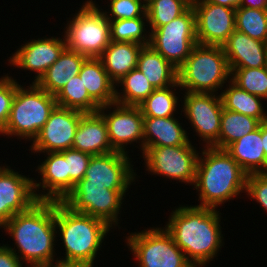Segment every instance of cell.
I'll return each instance as SVG.
<instances>
[{
  "label": "cell",
  "instance_id": "30bf717a",
  "mask_svg": "<svg viewBox=\"0 0 267 267\" xmlns=\"http://www.w3.org/2000/svg\"><path fill=\"white\" fill-rule=\"evenodd\" d=\"M127 191L109 190L96 184H76L62 202L72 211L99 218L113 228L118 226V214Z\"/></svg>",
  "mask_w": 267,
  "mask_h": 267
},
{
  "label": "cell",
  "instance_id": "484cf974",
  "mask_svg": "<svg viewBox=\"0 0 267 267\" xmlns=\"http://www.w3.org/2000/svg\"><path fill=\"white\" fill-rule=\"evenodd\" d=\"M142 47L143 45L134 42L110 41L98 58L114 83L137 68L138 56Z\"/></svg>",
  "mask_w": 267,
  "mask_h": 267
},
{
  "label": "cell",
  "instance_id": "ab89813d",
  "mask_svg": "<svg viewBox=\"0 0 267 267\" xmlns=\"http://www.w3.org/2000/svg\"><path fill=\"white\" fill-rule=\"evenodd\" d=\"M246 194L267 211V172L247 175Z\"/></svg>",
  "mask_w": 267,
  "mask_h": 267
},
{
  "label": "cell",
  "instance_id": "6da1fadb",
  "mask_svg": "<svg viewBox=\"0 0 267 267\" xmlns=\"http://www.w3.org/2000/svg\"><path fill=\"white\" fill-rule=\"evenodd\" d=\"M221 213L200 206H179L168 218L165 229L194 267L206 266L223 246Z\"/></svg>",
  "mask_w": 267,
  "mask_h": 267
},
{
  "label": "cell",
  "instance_id": "bcb514c9",
  "mask_svg": "<svg viewBox=\"0 0 267 267\" xmlns=\"http://www.w3.org/2000/svg\"><path fill=\"white\" fill-rule=\"evenodd\" d=\"M265 69L267 71V53H266Z\"/></svg>",
  "mask_w": 267,
  "mask_h": 267
},
{
  "label": "cell",
  "instance_id": "60d3db41",
  "mask_svg": "<svg viewBox=\"0 0 267 267\" xmlns=\"http://www.w3.org/2000/svg\"><path fill=\"white\" fill-rule=\"evenodd\" d=\"M25 266L14 251L6 245H0V267H23ZM26 267V266H25Z\"/></svg>",
  "mask_w": 267,
  "mask_h": 267
},
{
  "label": "cell",
  "instance_id": "ba28073f",
  "mask_svg": "<svg viewBox=\"0 0 267 267\" xmlns=\"http://www.w3.org/2000/svg\"><path fill=\"white\" fill-rule=\"evenodd\" d=\"M126 238L139 267H194L165 228L151 227Z\"/></svg>",
  "mask_w": 267,
  "mask_h": 267
},
{
  "label": "cell",
  "instance_id": "3957f363",
  "mask_svg": "<svg viewBox=\"0 0 267 267\" xmlns=\"http://www.w3.org/2000/svg\"><path fill=\"white\" fill-rule=\"evenodd\" d=\"M202 150L194 182L201 203L196 206L217 209L240 193H246L247 174L225 150L213 147Z\"/></svg>",
  "mask_w": 267,
  "mask_h": 267
},
{
  "label": "cell",
  "instance_id": "d590c367",
  "mask_svg": "<svg viewBox=\"0 0 267 267\" xmlns=\"http://www.w3.org/2000/svg\"><path fill=\"white\" fill-rule=\"evenodd\" d=\"M230 80L244 91L267 100V71L261 68H229Z\"/></svg>",
  "mask_w": 267,
  "mask_h": 267
},
{
  "label": "cell",
  "instance_id": "f35d334b",
  "mask_svg": "<svg viewBox=\"0 0 267 267\" xmlns=\"http://www.w3.org/2000/svg\"><path fill=\"white\" fill-rule=\"evenodd\" d=\"M16 93V80L5 75L0 78V134L3 135Z\"/></svg>",
  "mask_w": 267,
  "mask_h": 267
},
{
  "label": "cell",
  "instance_id": "1f68e13d",
  "mask_svg": "<svg viewBox=\"0 0 267 267\" xmlns=\"http://www.w3.org/2000/svg\"><path fill=\"white\" fill-rule=\"evenodd\" d=\"M179 84L155 89L140 105L143 117H172L177 110L179 97L174 92ZM171 88V89H170ZM173 89V90H172ZM175 89V90H174Z\"/></svg>",
  "mask_w": 267,
  "mask_h": 267
},
{
  "label": "cell",
  "instance_id": "9c48e42d",
  "mask_svg": "<svg viewBox=\"0 0 267 267\" xmlns=\"http://www.w3.org/2000/svg\"><path fill=\"white\" fill-rule=\"evenodd\" d=\"M198 44L195 12L192 5L171 22L150 32L149 45L179 69Z\"/></svg>",
  "mask_w": 267,
  "mask_h": 267
},
{
  "label": "cell",
  "instance_id": "2e32d148",
  "mask_svg": "<svg viewBox=\"0 0 267 267\" xmlns=\"http://www.w3.org/2000/svg\"><path fill=\"white\" fill-rule=\"evenodd\" d=\"M198 44L222 46L236 30L235 9L208 3L192 2Z\"/></svg>",
  "mask_w": 267,
  "mask_h": 267
},
{
  "label": "cell",
  "instance_id": "277c9868",
  "mask_svg": "<svg viewBox=\"0 0 267 267\" xmlns=\"http://www.w3.org/2000/svg\"><path fill=\"white\" fill-rule=\"evenodd\" d=\"M55 225L66 251L65 258H57L55 263L64 261L94 264L104 237L112 229L99 218L72 211L62 201H55Z\"/></svg>",
  "mask_w": 267,
  "mask_h": 267
},
{
  "label": "cell",
  "instance_id": "836d02e7",
  "mask_svg": "<svg viewBox=\"0 0 267 267\" xmlns=\"http://www.w3.org/2000/svg\"><path fill=\"white\" fill-rule=\"evenodd\" d=\"M192 0H151L146 4L148 25L151 31L183 14Z\"/></svg>",
  "mask_w": 267,
  "mask_h": 267
},
{
  "label": "cell",
  "instance_id": "8fae6325",
  "mask_svg": "<svg viewBox=\"0 0 267 267\" xmlns=\"http://www.w3.org/2000/svg\"><path fill=\"white\" fill-rule=\"evenodd\" d=\"M199 153L190 141L182 146L149 147L142 157L148 172L193 186Z\"/></svg>",
  "mask_w": 267,
  "mask_h": 267
},
{
  "label": "cell",
  "instance_id": "d4e9b609",
  "mask_svg": "<svg viewBox=\"0 0 267 267\" xmlns=\"http://www.w3.org/2000/svg\"><path fill=\"white\" fill-rule=\"evenodd\" d=\"M87 57L65 48L59 58L35 83L51 95H56L71 77L79 74L82 63Z\"/></svg>",
  "mask_w": 267,
  "mask_h": 267
},
{
  "label": "cell",
  "instance_id": "7a4b0ae2",
  "mask_svg": "<svg viewBox=\"0 0 267 267\" xmlns=\"http://www.w3.org/2000/svg\"><path fill=\"white\" fill-rule=\"evenodd\" d=\"M2 228L15 241L18 252L9 244L6 246L18 254L27 267H51L55 264V201H37L27 211L15 214Z\"/></svg>",
  "mask_w": 267,
  "mask_h": 267
},
{
  "label": "cell",
  "instance_id": "603a6c76",
  "mask_svg": "<svg viewBox=\"0 0 267 267\" xmlns=\"http://www.w3.org/2000/svg\"><path fill=\"white\" fill-rule=\"evenodd\" d=\"M181 124L174 116L144 117V150L149 147L187 145L190 140Z\"/></svg>",
  "mask_w": 267,
  "mask_h": 267
},
{
  "label": "cell",
  "instance_id": "52a82bcc",
  "mask_svg": "<svg viewBox=\"0 0 267 267\" xmlns=\"http://www.w3.org/2000/svg\"><path fill=\"white\" fill-rule=\"evenodd\" d=\"M99 7L87 0L71 17L64 32L66 48L93 58L103 53L111 41L110 21Z\"/></svg>",
  "mask_w": 267,
  "mask_h": 267
},
{
  "label": "cell",
  "instance_id": "7bdbcfd3",
  "mask_svg": "<svg viewBox=\"0 0 267 267\" xmlns=\"http://www.w3.org/2000/svg\"><path fill=\"white\" fill-rule=\"evenodd\" d=\"M240 7L267 9V0H242Z\"/></svg>",
  "mask_w": 267,
  "mask_h": 267
},
{
  "label": "cell",
  "instance_id": "7c38bea8",
  "mask_svg": "<svg viewBox=\"0 0 267 267\" xmlns=\"http://www.w3.org/2000/svg\"><path fill=\"white\" fill-rule=\"evenodd\" d=\"M183 108L185 118L191 122L193 130L201 138L204 147L218 149V138L221 126L223 105L220 95L214 93L183 94Z\"/></svg>",
  "mask_w": 267,
  "mask_h": 267
},
{
  "label": "cell",
  "instance_id": "d6986e66",
  "mask_svg": "<svg viewBox=\"0 0 267 267\" xmlns=\"http://www.w3.org/2000/svg\"><path fill=\"white\" fill-rule=\"evenodd\" d=\"M46 155L48 156L45 161L36 169L42 177V182L33 180L36 198L44 201H63L67 196V167L64 155L61 152H48ZM40 187L44 191L39 190Z\"/></svg>",
  "mask_w": 267,
  "mask_h": 267
},
{
  "label": "cell",
  "instance_id": "f6af8a7d",
  "mask_svg": "<svg viewBox=\"0 0 267 267\" xmlns=\"http://www.w3.org/2000/svg\"><path fill=\"white\" fill-rule=\"evenodd\" d=\"M261 137L263 141V148L267 162V121L261 123Z\"/></svg>",
  "mask_w": 267,
  "mask_h": 267
},
{
  "label": "cell",
  "instance_id": "8992f818",
  "mask_svg": "<svg viewBox=\"0 0 267 267\" xmlns=\"http://www.w3.org/2000/svg\"><path fill=\"white\" fill-rule=\"evenodd\" d=\"M56 105L55 96L36 83L26 89L16 81V93L3 136L33 141Z\"/></svg>",
  "mask_w": 267,
  "mask_h": 267
},
{
  "label": "cell",
  "instance_id": "83f0119b",
  "mask_svg": "<svg viewBox=\"0 0 267 267\" xmlns=\"http://www.w3.org/2000/svg\"><path fill=\"white\" fill-rule=\"evenodd\" d=\"M228 84L226 86L229 87L222 89L220 93L224 109L253 117L261 123L267 121V111L265 112L262 106V98L244 91L231 80Z\"/></svg>",
  "mask_w": 267,
  "mask_h": 267
},
{
  "label": "cell",
  "instance_id": "f546056e",
  "mask_svg": "<svg viewBox=\"0 0 267 267\" xmlns=\"http://www.w3.org/2000/svg\"><path fill=\"white\" fill-rule=\"evenodd\" d=\"M119 84L122 92H118ZM115 87V102L127 106H139L155 90L138 68L124 75Z\"/></svg>",
  "mask_w": 267,
  "mask_h": 267
},
{
  "label": "cell",
  "instance_id": "b9f144b4",
  "mask_svg": "<svg viewBox=\"0 0 267 267\" xmlns=\"http://www.w3.org/2000/svg\"><path fill=\"white\" fill-rule=\"evenodd\" d=\"M241 1L242 0H192V2H208L234 9L240 7Z\"/></svg>",
  "mask_w": 267,
  "mask_h": 267
},
{
  "label": "cell",
  "instance_id": "9a60e30c",
  "mask_svg": "<svg viewBox=\"0 0 267 267\" xmlns=\"http://www.w3.org/2000/svg\"><path fill=\"white\" fill-rule=\"evenodd\" d=\"M131 163L128 154L118 151L92 156L85 177L77 184H96L109 190H128L137 175Z\"/></svg>",
  "mask_w": 267,
  "mask_h": 267
},
{
  "label": "cell",
  "instance_id": "5b68a950",
  "mask_svg": "<svg viewBox=\"0 0 267 267\" xmlns=\"http://www.w3.org/2000/svg\"><path fill=\"white\" fill-rule=\"evenodd\" d=\"M230 76L222 46L196 44L178 69V83L184 92L218 94Z\"/></svg>",
  "mask_w": 267,
  "mask_h": 267
},
{
  "label": "cell",
  "instance_id": "4316f807",
  "mask_svg": "<svg viewBox=\"0 0 267 267\" xmlns=\"http://www.w3.org/2000/svg\"><path fill=\"white\" fill-rule=\"evenodd\" d=\"M137 68L145 75L155 89L165 88L178 83V69L169 63L150 45L143 46L137 62Z\"/></svg>",
  "mask_w": 267,
  "mask_h": 267
},
{
  "label": "cell",
  "instance_id": "ee69618b",
  "mask_svg": "<svg viewBox=\"0 0 267 267\" xmlns=\"http://www.w3.org/2000/svg\"><path fill=\"white\" fill-rule=\"evenodd\" d=\"M91 263H77V262H64L57 261L56 264L51 267H94Z\"/></svg>",
  "mask_w": 267,
  "mask_h": 267
},
{
  "label": "cell",
  "instance_id": "5bb4252c",
  "mask_svg": "<svg viewBox=\"0 0 267 267\" xmlns=\"http://www.w3.org/2000/svg\"><path fill=\"white\" fill-rule=\"evenodd\" d=\"M82 111L56 105L47 122L33 140L32 153L60 152L71 149Z\"/></svg>",
  "mask_w": 267,
  "mask_h": 267
},
{
  "label": "cell",
  "instance_id": "8d00e7d4",
  "mask_svg": "<svg viewBox=\"0 0 267 267\" xmlns=\"http://www.w3.org/2000/svg\"><path fill=\"white\" fill-rule=\"evenodd\" d=\"M60 152L64 155L67 167L68 195L74 189L75 185L85 177L92 155L72 148Z\"/></svg>",
  "mask_w": 267,
  "mask_h": 267
},
{
  "label": "cell",
  "instance_id": "e0dca14e",
  "mask_svg": "<svg viewBox=\"0 0 267 267\" xmlns=\"http://www.w3.org/2000/svg\"><path fill=\"white\" fill-rule=\"evenodd\" d=\"M9 167L0 166V228L15 214L27 211L39 201L34 192V178Z\"/></svg>",
  "mask_w": 267,
  "mask_h": 267
},
{
  "label": "cell",
  "instance_id": "7dc6e473",
  "mask_svg": "<svg viewBox=\"0 0 267 267\" xmlns=\"http://www.w3.org/2000/svg\"><path fill=\"white\" fill-rule=\"evenodd\" d=\"M149 1H151V0H144V2L147 4Z\"/></svg>",
  "mask_w": 267,
  "mask_h": 267
},
{
  "label": "cell",
  "instance_id": "4dcf8cb0",
  "mask_svg": "<svg viewBox=\"0 0 267 267\" xmlns=\"http://www.w3.org/2000/svg\"><path fill=\"white\" fill-rule=\"evenodd\" d=\"M55 100L58 106L84 113H95L100 108L88 94L79 75L71 77V80L55 95Z\"/></svg>",
  "mask_w": 267,
  "mask_h": 267
},
{
  "label": "cell",
  "instance_id": "d6a6232c",
  "mask_svg": "<svg viewBox=\"0 0 267 267\" xmlns=\"http://www.w3.org/2000/svg\"><path fill=\"white\" fill-rule=\"evenodd\" d=\"M146 23L148 24V17L110 21L111 41L134 42L143 46L149 45L150 30L146 31L145 26H148L145 25Z\"/></svg>",
  "mask_w": 267,
  "mask_h": 267
},
{
  "label": "cell",
  "instance_id": "74e56055",
  "mask_svg": "<svg viewBox=\"0 0 267 267\" xmlns=\"http://www.w3.org/2000/svg\"><path fill=\"white\" fill-rule=\"evenodd\" d=\"M109 4L110 12L103 11L109 21L147 17L144 0H110Z\"/></svg>",
  "mask_w": 267,
  "mask_h": 267
},
{
  "label": "cell",
  "instance_id": "ffe728a7",
  "mask_svg": "<svg viewBox=\"0 0 267 267\" xmlns=\"http://www.w3.org/2000/svg\"><path fill=\"white\" fill-rule=\"evenodd\" d=\"M72 149L92 156L114 152L105 119L99 112L84 113L78 124Z\"/></svg>",
  "mask_w": 267,
  "mask_h": 267
},
{
  "label": "cell",
  "instance_id": "e575fe53",
  "mask_svg": "<svg viewBox=\"0 0 267 267\" xmlns=\"http://www.w3.org/2000/svg\"><path fill=\"white\" fill-rule=\"evenodd\" d=\"M236 30L267 43V9H235Z\"/></svg>",
  "mask_w": 267,
  "mask_h": 267
},
{
  "label": "cell",
  "instance_id": "ac0fdd59",
  "mask_svg": "<svg viewBox=\"0 0 267 267\" xmlns=\"http://www.w3.org/2000/svg\"><path fill=\"white\" fill-rule=\"evenodd\" d=\"M66 48V41L63 38H38L27 41L25 45L14 52L9 58L11 65L23 70L33 71L35 74V83L47 71V69L59 58L60 54Z\"/></svg>",
  "mask_w": 267,
  "mask_h": 267
},
{
  "label": "cell",
  "instance_id": "7402d4cb",
  "mask_svg": "<svg viewBox=\"0 0 267 267\" xmlns=\"http://www.w3.org/2000/svg\"><path fill=\"white\" fill-rule=\"evenodd\" d=\"M225 151L247 175L267 172L261 125L255 131L230 144Z\"/></svg>",
  "mask_w": 267,
  "mask_h": 267
},
{
  "label": "cell",
  "instance_id": "44dd1931",
  "mask_svg": "<svg viewBox=\"0 0 267 267\" xmlns=\"http://www.w3.org/2000/svg\"><path fill=\"white\" fill-rule=\"evenodd\" d=\"M229 68L265 67L267 43L235 30L222 45Z\"/></svg>",
  "mask_w": 267,
  "mask_h": 267
},
{
  "label": "cell",
  "instance_id": "4fadbf2b",
  "mask_svg": "<svg viewBox=\"0 0 267 267\" xmlns=\"http://www.w3.org/2000/svg\"><path fill=\"white\" fill-rule=\"evenodd\" d=\"M112 107L114 110L109 112ZM98 112L105 119L114 151L128 154L125 147L133 142L140 143L141 153L144 151V117L139 106H127L115 102L100 106Z\"/></svg>",
  "mask_w": 267,
  "mask_h": 267
},
{
  "label": "cell",
  "instance_id": "f1b7e54d",
  "mask_svg": "<svg viewBox=\"0 0 267 267\" xmlns=\"http://www.w3.org/2000/svg\"><path fill=\"white\" fill-rule=\"evenodd\" d=\"M260 125L258 119L223 108L218 149L225 150L233 142L258 129Z\"/></svg>",
  "mask_w": 267,
  "mask_h": 267
},
{
  "label": "cell",
  "instance_id": "cb8c5ba5",
  "mask_svg": "<svg viewBox=\"0 0 267 267\" xmlns=\"http://www.w3.org/2000/svg\"><path fill=\"white\" fill-rule=\"evenodd\" d=\"M90 97L99 105L115 103V83L99 58L87 57L78 74Z\"/></svg>",
  "mask_w": 267,
  "mask_h": 267
}]
</instances>
